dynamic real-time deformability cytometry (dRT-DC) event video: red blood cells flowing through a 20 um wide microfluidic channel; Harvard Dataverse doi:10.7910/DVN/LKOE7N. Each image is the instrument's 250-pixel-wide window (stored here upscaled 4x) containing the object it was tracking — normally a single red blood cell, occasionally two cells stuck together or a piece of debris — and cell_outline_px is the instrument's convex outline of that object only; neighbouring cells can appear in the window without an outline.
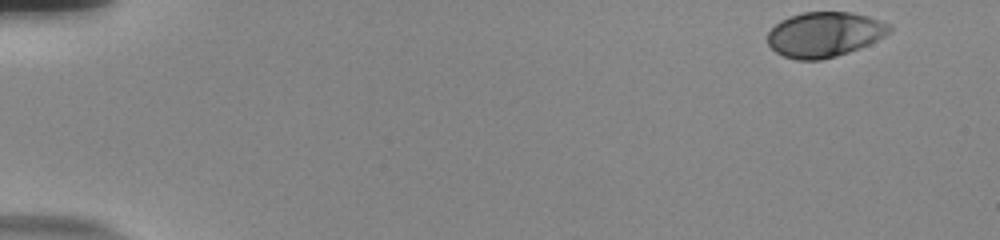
{"species": "human", "species_latin": "Homo sapiens", "temperature_condition": "room temperature", "stored_images_in_passage": 53, "camera_frame_rate_fps": 3000, "um_per_image_px": 0.085, "donor": {"sex": "male"}, "frame": {"image": 1, "passage_image": 1, "time_ms": 0.0, "image_size_px": [1000, 240], "cell_outline_px": [[892, 32], [860, 48], [836, 56], [820, 60], [796, 60], [784, 56], [776, 52], [768, 44], [768, 32], [780, 20], [788, 16], [804, 12], [852, 12], [868, 16], [892, 24]], "centroid_in_image_um": [70.1, 2.92], "position_along_channel_um": 14.9, "area_um2": 32.14}}
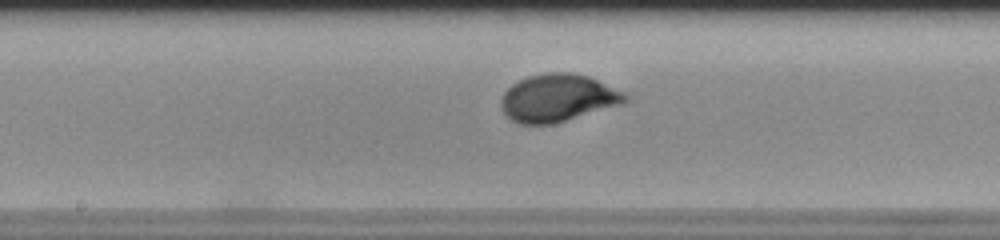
{"frame": {"image": 2, "passage_image": 28, "time_ms": 9.0, "image_size_px": [1000, 240], "cell_outline_px": [[628, 100], [620, 104], [552, 124], [520, 124], [512, 120], [500, 108], [500, 100], [504, 92], [512, 84], [528, 76], [548, 72], [572, 72], [588, 76], [628, 92]], "centroid_in_image_um": [47.42, 8.31], "position_along_channel_um": 200.8, "area_um2": 34.39}}
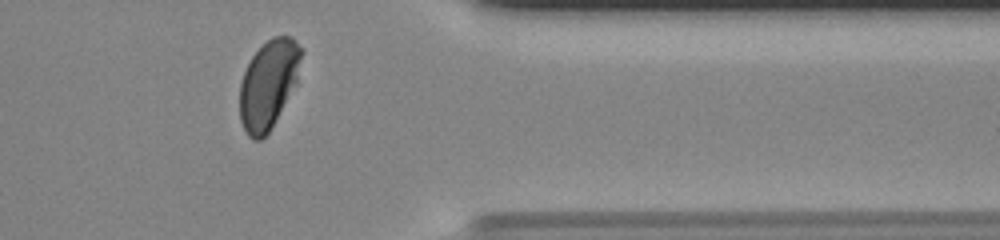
{"frame": {"image": 3, "passage_image": 44, "time_ms": 14.333, "image_size_px": [1000, 240], "cell_outline_px": [[304, 52], [296, 84], [268, 132], [260, 140], [252, 140], [248, 136], [240, 120], [240, 84], [244, 72], [252, 56], [272, 36], [292, 36], [304, 48]], "centroid_in_image_um": [22.85, 7.12], "position_along_channel_um": 388.6, "area_um2": 31.67}, "authors_computed_cell_mechanics": {"area_um2": 32.4258, "velocity_mm_per_s": 3.7024, "shape_relaxation_time_tau1_ms": 3.0835, "shape_relaxation_time_tau2_ms": null, "deformation_change_tau1": 0.1596, "deformation_change_tau2": null}}